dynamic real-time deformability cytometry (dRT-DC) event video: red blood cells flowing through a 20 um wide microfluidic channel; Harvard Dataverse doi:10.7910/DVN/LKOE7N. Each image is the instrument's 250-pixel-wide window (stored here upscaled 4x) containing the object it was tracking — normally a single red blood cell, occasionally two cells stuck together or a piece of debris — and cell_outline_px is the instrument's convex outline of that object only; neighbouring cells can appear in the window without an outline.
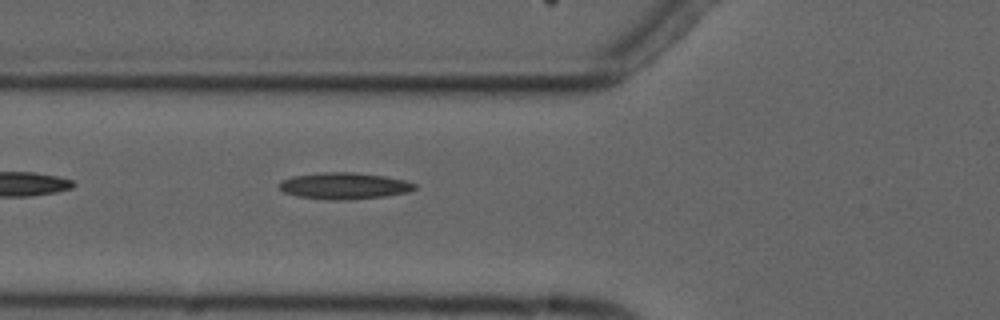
{"species": "common noctule bat (a hibernating species)", "species_latin": "Nyctalus noctula", "temperature_condition": "cold", "stored_images_in_passage": 5, "camera_frame_rate_fps": 3000, "um_per_image_px": 0.085, "animal": {"sex": "male", "forearm_length_mm": 52.5}, "frame": {"image": 1, "passage_image": 5, "time_ms": 4.667, "image_size_px": [1000, 320], "cell_outline_px": [[416, 188], [408, 192], [384, 196], [348, 200], [328, 200], [296, 196], [284, 192], [276, 184], [280, 180], [292, 176], [320, 172], [352, 172], [384, 176], [404, 180], [416, 184]], "centroid_in_image_um": [29.2, 15.8], "position_along_channel_um": 96.6, "area_um2": 21.1}}